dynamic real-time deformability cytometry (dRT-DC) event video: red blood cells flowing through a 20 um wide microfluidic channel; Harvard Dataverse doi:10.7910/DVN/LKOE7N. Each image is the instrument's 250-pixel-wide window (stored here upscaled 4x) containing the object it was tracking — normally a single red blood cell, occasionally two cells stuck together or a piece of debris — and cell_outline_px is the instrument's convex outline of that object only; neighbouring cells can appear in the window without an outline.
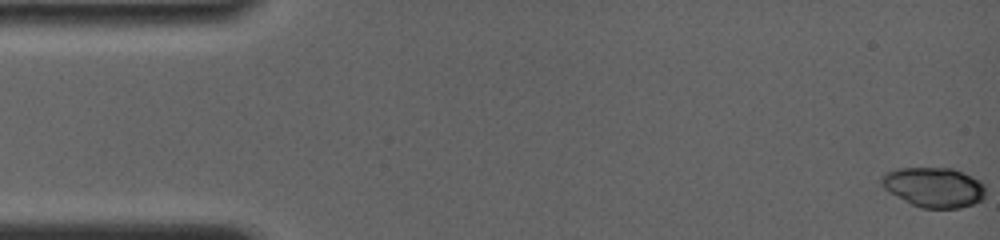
{"species": "common noctule bat (a hibernating species)", "species_latin": "Nyctalus noctula", "temperature_condition": "room temperature", "stored_images_in_passage": 20, "camera_frame_rate_fps": 4000, "um_per_image_px": 0.085, "animal": {"sex": "female", "body_mass_g": 19.0, "forearm_length_mm": 56.7}, "frame": {"image": 1, "passage_image": 1, "time_ms": 0.0, "image_size_px": [1000, 240], "cell_outline_px": [[984, 200], [960, 208], [920, 208], [888, 192], [884, 188], [880, 180], [880, 176], [884, 172], [896, 168], [952, 168], [964, 172], [980, 180], [984, 184]], "centroid_in_image_um": [79.37, 15.91], "position_along_channel_um": 5.6, "area_um2": 24.45}}
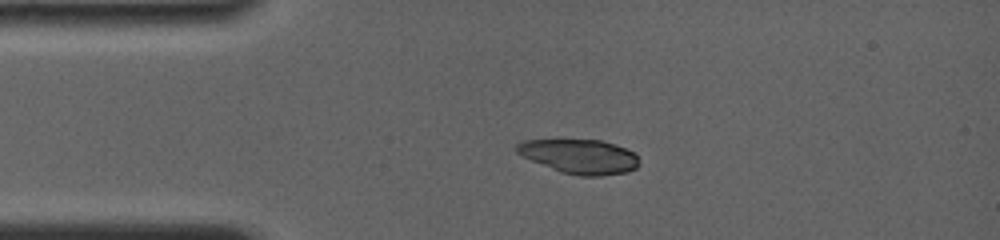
{"frame": {"image": 2, "passage_image": 15, "time_ms": 3.5, "image_size_px": [1000, 240], "cell_outline_px": [[640, 164], [636, 168], [628, 172], [600, 176], [580, 176], [560, 172], [532, 160], [516, 152], [516, 144], [524, 140], [600, 140], [616, 144], [636, 152]], "centroid_in_image_um": [49.33, 13.3], "position_along_channel_um": 35.7, "area_um2": 24.57}}